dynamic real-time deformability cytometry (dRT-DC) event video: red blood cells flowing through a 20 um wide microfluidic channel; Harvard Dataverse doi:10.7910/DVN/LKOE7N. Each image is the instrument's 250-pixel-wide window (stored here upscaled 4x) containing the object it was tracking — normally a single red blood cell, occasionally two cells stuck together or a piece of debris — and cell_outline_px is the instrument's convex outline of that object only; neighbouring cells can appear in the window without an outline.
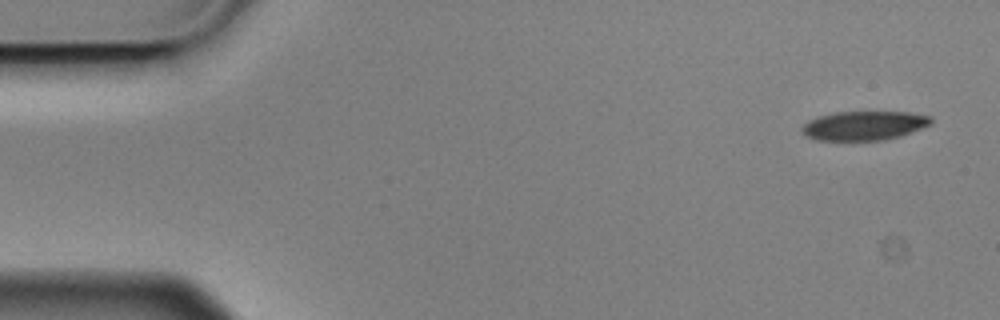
{"species": "Egyptian fruit bat (a non-hibernating species)", "species_latin": "Rousettus aegyptiacus", "temperature_condition": "cold", "stored_images_in_passage": 4, "camera_frame_rate_fps": 3000, "um_per_image_px": 0.085, "animal": {"sex": "male"}, "frame": {"image": 1, "passage_image": 1, "time_ms": 0.0, "image_size_px": [1000, 320], "cell_outline_px": [[932, 124], [900, 136], [884, 140], [816, 140], [800, 132], [800, 128], [808, 120], [820, 116], [836, 112], [912, 112], [932, 116]], "centroid_in_image_um": [73.46, 10.67], "position_along_channel_um": 11.5, "area_um2": 21.96}}
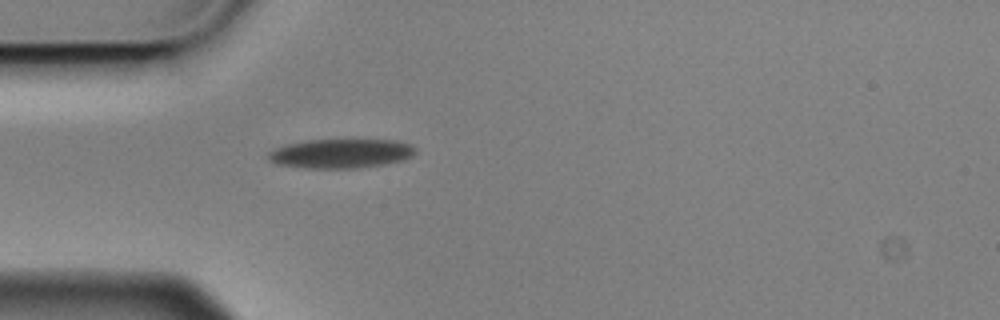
{"frame": {"image": 2, "passage_image": 4, "time_ms": 1.0, "image_size_px": [1000, 320], "cell_outline_px": [[416, 152], [412, 156], [404, 160], [384, 164], [356, 168], [304, 168], [272, 164], [268, 160], [268, 152], [276, 148], [288, 144], [308, 140], [396, 140], [408, 144], [416, 148]], "centroid_in_image_um": [28.95, 13.06], "position_along_channel_um": 56.1, "area_um2": 25.14}}